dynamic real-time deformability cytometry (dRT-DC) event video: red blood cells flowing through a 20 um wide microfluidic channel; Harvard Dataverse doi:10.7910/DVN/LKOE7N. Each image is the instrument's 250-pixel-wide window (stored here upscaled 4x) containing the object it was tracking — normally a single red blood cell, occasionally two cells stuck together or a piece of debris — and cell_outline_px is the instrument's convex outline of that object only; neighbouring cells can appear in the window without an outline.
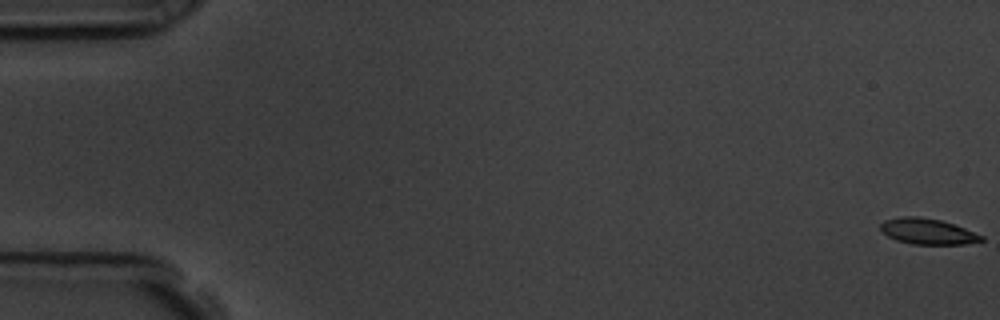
{"species": "common noctule bat (a hibernating species)", "species_latin": "Nyctalus noctula", "temperature_condition": "room temperature", "stored_images_in_passage": 58, "camera_frame_rate_fps": 3000, "um_per_image_px": 0.085, "animal": {"sex": "male", "body_mass_g": 19.5, "forearm_length_mm": 54.6}, "frame": {"image": 1, "passage_image": 1, "time_ms": 0.0, "image_size_px": [1000, 320], "cell_outline_px": [[984, 240], [964, 244], [912, 244], [896, 240], [880, 232], [880, 224], [884, 220], [904, 216], [916, 216], [940, 220], [964, 228], [984, 236]], "centroid_in_image_um": [78.81, 19.67], "position_along_channel_um": 6.2, "area_um2": 15.09}}
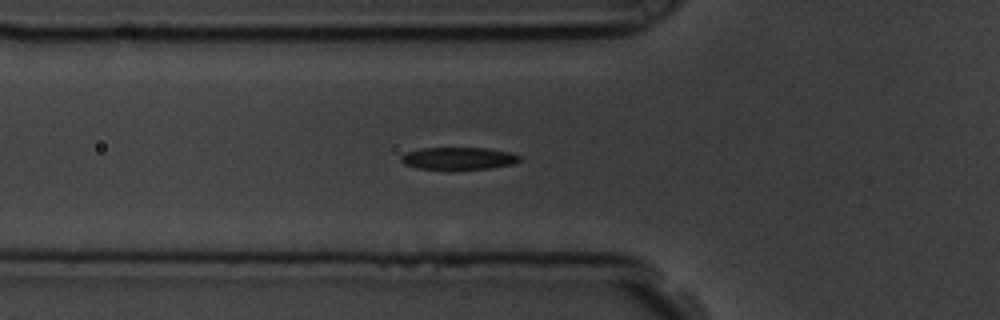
{"frame": {"image": 2, "passage_image": 21, "time_ms": 6.667, "image_size_px": [1000, 320], "cell_outline_px": [[520, 160], [512, 164], [492, 168], [452, 172], [448, 172], [416, 168], [404, 164], [400, 160], [400, 156], [404, 152], [420, 148], [488, 148], [508, 152], [520, 156]], "centroid_in_image_um": [38.89, 13.51], "position_along_channel_um": 86.9, "area_um2": 16.3}}
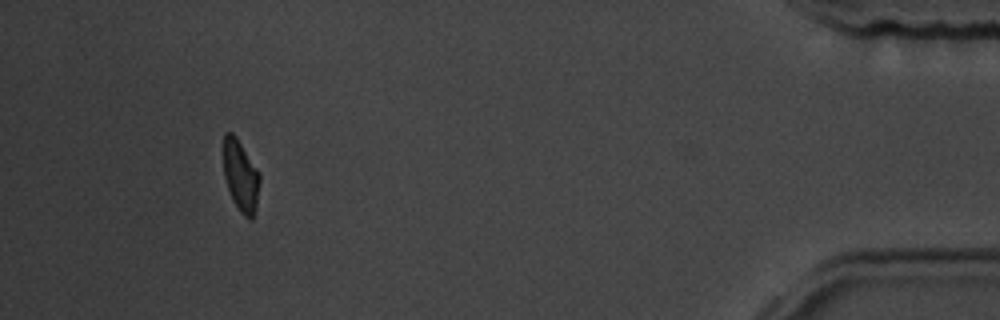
{"frame": {"image": 3, "passage_image": 54, "time_ms": 17.667, "image_size_px": [1000, 320], "cell_outline_px": [[260, 180], [256, 208], [252, 220], [248, 220], [240, 212], [232, 200], [224, 176], [224, 132], [232, 132], [236, 136], [260, 172]], "centroid_in_image_um": [20.47, 14.96], "position_along_channel_um": 414.7, "area_um2": 15.2}, "authors_computed_cell_mechanics": {"area_um2": 15.9239, "velocity_mm_per_s": 3.5865, "shape_relaxation_time_tau1_ms": 3.9627, "shape_relaxation_time_tau2_ms": 2.6527, "deformation_change_tau1": 0.1626, "deformation_change_tau2": 0.0798}}